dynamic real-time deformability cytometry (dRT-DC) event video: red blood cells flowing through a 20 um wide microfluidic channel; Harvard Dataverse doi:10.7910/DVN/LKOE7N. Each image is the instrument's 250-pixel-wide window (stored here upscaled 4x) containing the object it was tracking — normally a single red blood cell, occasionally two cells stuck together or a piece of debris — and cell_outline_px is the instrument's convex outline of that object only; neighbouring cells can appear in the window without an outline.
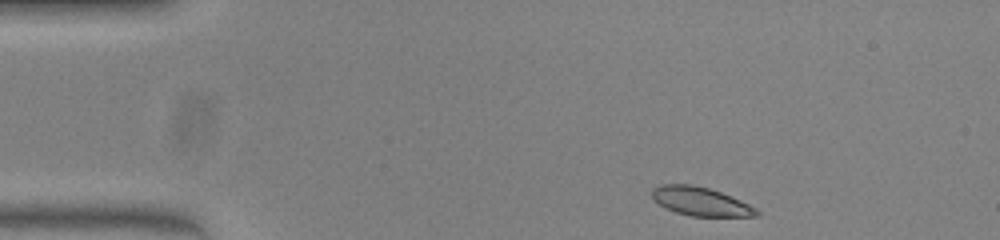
{"species": "common noctule bat (a hibernating species)", "species_latin": "Nyctalus noctula", "temperature_condition": "warm", "stored_images_in_passage": 44, "camera_frame_rate_fps": 3000, "um_per_image_px": 0.085, "animal": {"sex": "female", "body_mass_g": 23.0, "forearm_length_mm": 53.4}, "frame": {"image": 1, "passage_image": 1, "time_ms": 0.0, "image_size_px": [1000, 240], "cell_outline_px": [[760, 216], [688, 216], [676, 212], [660, 204], [652, 196], [652, 188], [660, 184], [692, 184], [708, 188], [720, 192], [740, 200], [756, 208], [760, 212]], "centroid_in_image_um": [59.56, 17.12], "position_along_channel_um": 25.4, "area_um2": 17.28}}
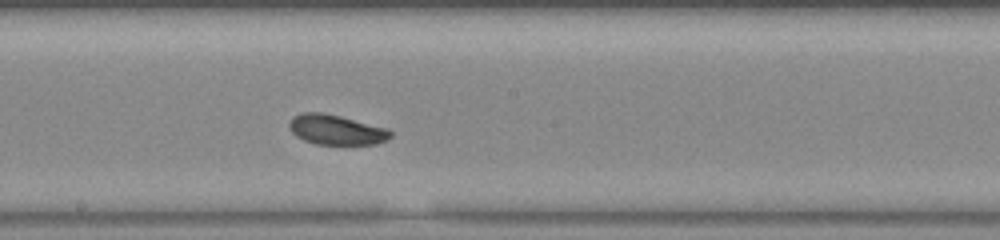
{"frame": {"image": 2, "passage_image": 21, "time_ms": 6.667, "image_size_px": [1000, 240], "cell_outline_px": [[392, 136], [388, 140], [376, 144], [316, 144], [304, 140], [296, 136], [288, 128], [288, 124], [292, 116], [304, 112], [324, 112], [388, 128], [392, 132]], "centroid_in_image_um": [28.57, 11.02], "position_along_channel_um": 219.6, "area_um2": 17.86}}
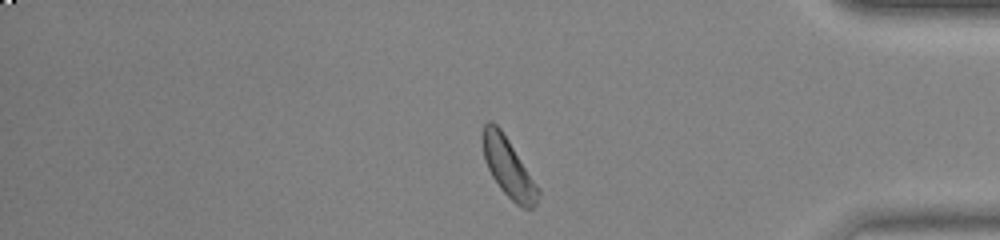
{"frame": {"image": 3, "passage_image": 36, "time_ms": 11.667, "image_size_px": [1000, 240], "cell_outline_px": [[540, 192], [536, 204], [532, 208], [524, 208], [516, 204], [500, 188], [492, 176], [484, 160], [480, 136], [484, 124], [488, 120], [492, 120], [500, 128], [540, 188]], "centroid_in_image_um": [43.18, 14.2], "position_along_channel_um": 392.0, "area_um2": 19.19}, "authors_computed_cell_mechanics": {"area_um2": 18.1203, "velocity_mm_per_s": 3.9858, "shape_relaxation_time_tau1_ms": 4.2031, "shape_relaxation_time_tau2_ms": null, "deformation_change_tau1": 0.1232, "deformation_change_tau2": null}}